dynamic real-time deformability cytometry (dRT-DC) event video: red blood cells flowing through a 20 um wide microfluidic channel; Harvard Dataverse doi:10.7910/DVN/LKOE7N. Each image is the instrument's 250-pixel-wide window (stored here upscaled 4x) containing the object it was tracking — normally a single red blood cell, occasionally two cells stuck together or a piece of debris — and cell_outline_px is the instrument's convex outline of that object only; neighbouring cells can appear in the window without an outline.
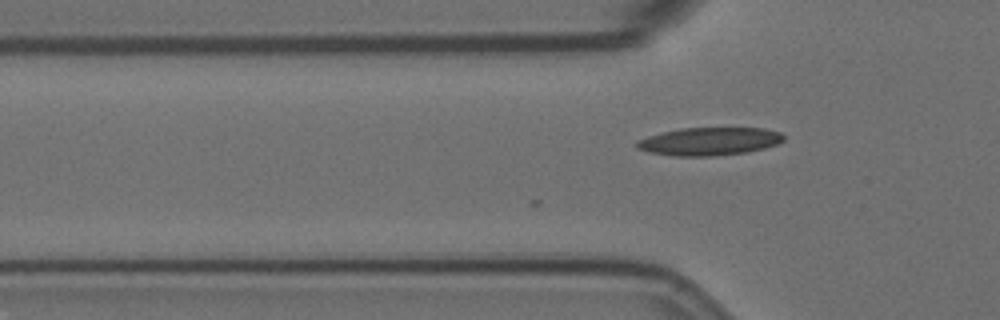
{"species": "Egyptian fruit bat (a non-hibernating species)", "species_latin": "Rousettus aegyptiacus", "temperature_condition": "room temperature", "stored_images_in_passage": 3, "camera_frame_rate_fps": 3000, "um_per_image_px": 0.085, "animal": {"sex": "female"}, "frame": {"image": 1, "passage_image": 3, "time_ms": 0.667, "image_size_px": [1000, 320], "cell_outline_px": [[784, 140], [776, 144], [764, 148], [748, 152], [712, 156], [676, 156], [648, 152], [636, 148], [636, 140], [648, 136], [680, 128], [764, 128], [780, 132], [784, 136]], "centroid_in_image_um": [60.28, 12.02], "position_along_channel_um": 65.5, "area_um2": 23.93}}